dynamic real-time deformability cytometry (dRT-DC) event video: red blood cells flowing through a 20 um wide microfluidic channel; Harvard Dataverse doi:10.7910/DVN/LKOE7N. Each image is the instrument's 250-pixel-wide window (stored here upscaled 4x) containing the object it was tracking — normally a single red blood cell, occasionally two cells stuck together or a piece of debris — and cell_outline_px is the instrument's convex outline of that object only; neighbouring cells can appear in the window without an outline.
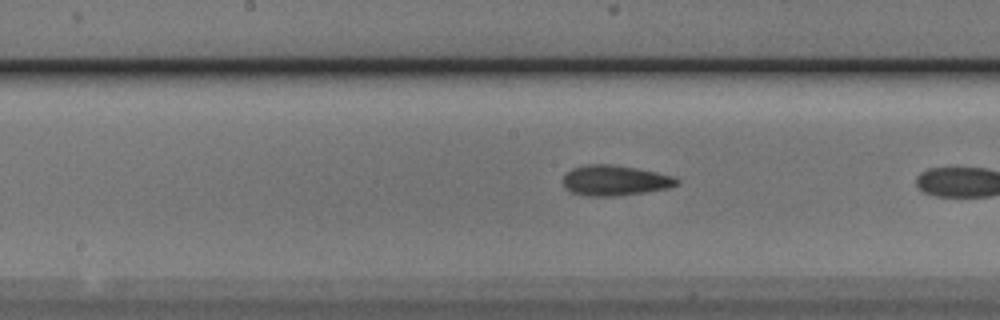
{"species": "Egyptian fruit bat (a non-hibernating species)", "species_latin": "Rousettus aegyptiacus", "temperature_condition": "cold", "stored_images_in_passage": 39, "camera_frame_rate_fps": 3000, "um_per_image_px": 0.085, "animal": {"sex": "male"}, "frame": {"image": 1, "passage_image": 23, "time_ms": 7.333, "image_size_px": [1000, 320], "cell_outline_px": [[680, 184], [668, 188], [644, 192], [616, 196], [588, 196], [572, 192], [564, 184], [564, 176], [572, 168], [588, 164], [612, 164], [636, 168], [656, 172], [672, 176], [680, 180]], "centroid_in_image_um": [52.3, 15.33], "position_along_channel_um": 195.9, "area_um2": 19.94}}